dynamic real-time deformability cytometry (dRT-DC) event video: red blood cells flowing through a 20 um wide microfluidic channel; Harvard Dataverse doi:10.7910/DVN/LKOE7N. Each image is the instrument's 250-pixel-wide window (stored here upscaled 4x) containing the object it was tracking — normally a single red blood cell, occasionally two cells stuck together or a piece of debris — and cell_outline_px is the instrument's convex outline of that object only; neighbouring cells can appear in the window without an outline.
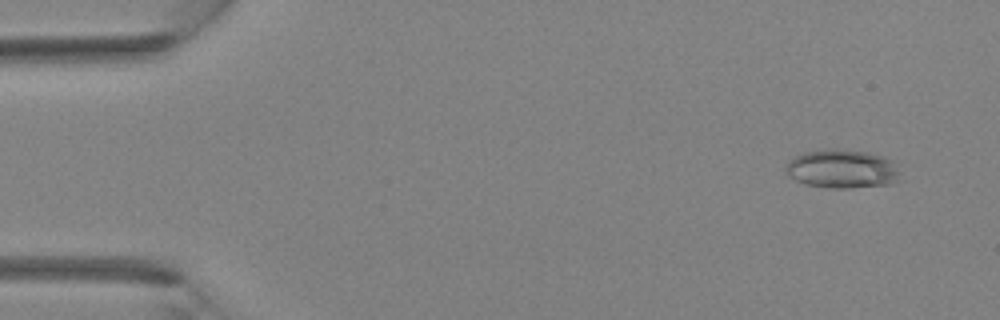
{"species": "Egyptian fruit bat (a non-hibernating species)", "species_latin": "Rousettus aegyptiacus", "temperature_condition": "room temperature", "stored_images_in_passage": 39, "camera_frame_rate_fps": 3000, "um_per_image_px": 0.085, "animal": {"sex": "female"}, "frame": {"image": 1, "passage_image": 3, "time_ms": 0.667, "image_size_px": [1000, 320], "cell_outline_px": [[900, 180], [892, 184], [852, 188], [828, 188], [804, 184], [788, 176], [784, 172], [784, 168], [796, 156], [804, 152], [832, 148], [836, 148], [868, 152], [892, 160], [900, 172]], "centroid_in_image_um": [71.6, 14.37], "position_along_channel_um": 13.4, "area_um2": 26.07}}
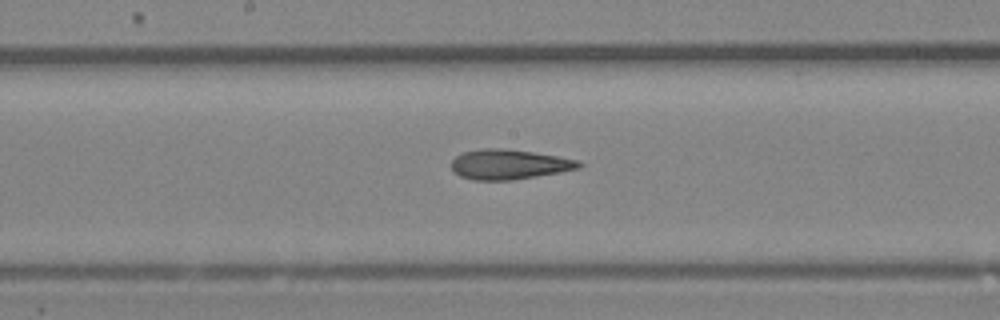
{"frame": {"image": 2, "passage_image": 21, "time_ms": 6.667, "image_size_px": [1000, 320], "cell_outline_px": [[584, 164], [580, 168], [560, 172], [512, 180], [472, 180], [460, 176], [452, 172], [452, 160], [460, 152], [484, 148], [504, 148], [532, 152], [556, 156], [576, 160]], "centroid_in_image_um": [43.22, 13.97], "position_along_channel_um": 205.0, "area_um2": 22.25}}
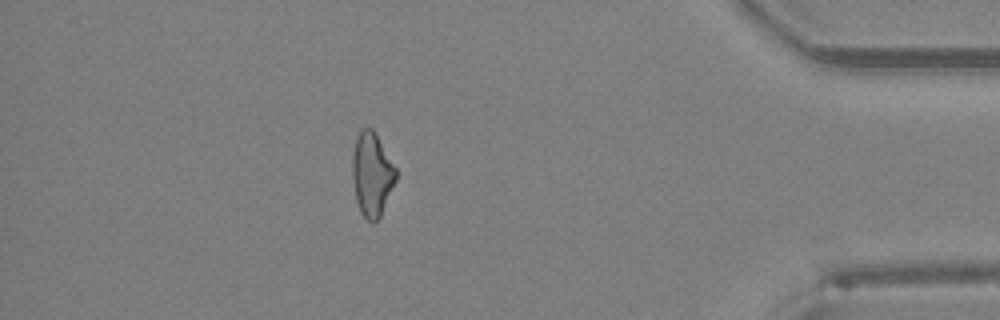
{"frame": {"image": 3, "passage_image": 35, "time_ms": 11.333, "image_size_px": [1000, 320], "cell_outline_px": [[396, 180], [380, 216], [372, 224], [360, 212], [356, 200], [352, 176], [352, 156], [356, 136], [360, 128], [372, 128], [376, 132], [396, 168]], "centroid_in_image_um": [31.6, 14.78], "position_along_channel_um": 403.6, "area_um2": 21.33}}